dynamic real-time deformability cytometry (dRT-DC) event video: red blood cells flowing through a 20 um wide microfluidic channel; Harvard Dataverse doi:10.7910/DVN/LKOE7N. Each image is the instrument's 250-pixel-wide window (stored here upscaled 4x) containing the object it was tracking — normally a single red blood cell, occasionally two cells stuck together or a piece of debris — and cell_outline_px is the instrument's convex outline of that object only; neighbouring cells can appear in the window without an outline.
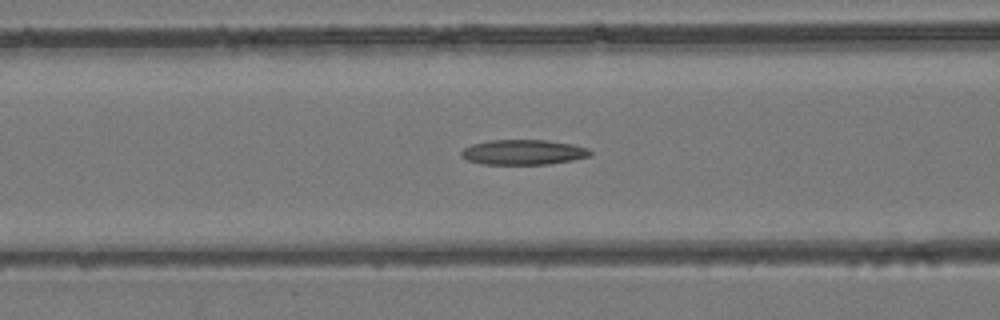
{"species": "common noctule bat (a hibernating species)", "species_latin": "Nyctalus noctula", "temperature_condition": "room temperature", "stored_images_in_passage": 46, "camera_frame_rate_fps": 3000, "um_per_image_px": 0.085, "animal": {"sex": "female", "body_mass_g": 24.6, "forearm_length_mm": 56.2}, "frame": {"image": 1, "passage_image": 18, "time_ms": 5.667, "image_size_px": [1000, 320], "cell_outline_px": [[592, 152], [588, 156], [572, 160], [548, 164], [484, 164], [468, 160], [460, 156], [460, 152], [464, 148], [472, 144], [488, 140], [548, 140], [572, 144], [588, 148]], "centroid_in_image_um": [44.46, 12.93], "position_along_channel_um": 122.1, "area_um2": 18.79}}
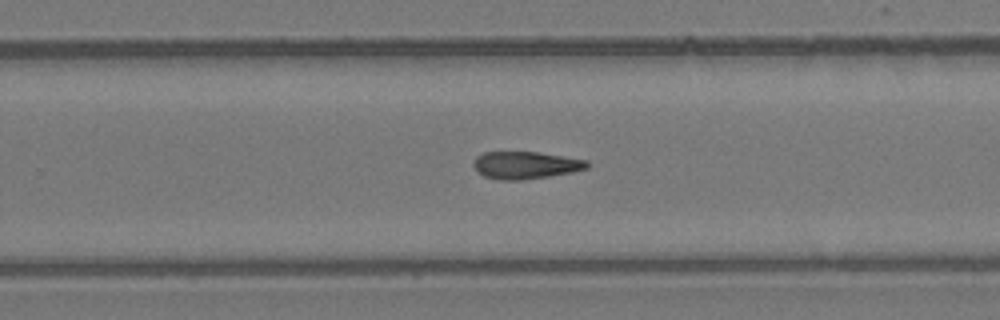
{"frame": {"image": 2, "passage_image": 29, "time_ms": 9.333, "image_size_px": [1000, 320], "cell_outline_px": [[588, 168], [572, 172], [548, 176], [520, 180], [500, 180], [484, 176], [472, 164], [476, 156], [484, 152], [536, 152], [588, 160]], "centroid_in_image_um": [44.67, 14.03], "position_along_channel_um": 285.1, "area_um2": 17.92}}
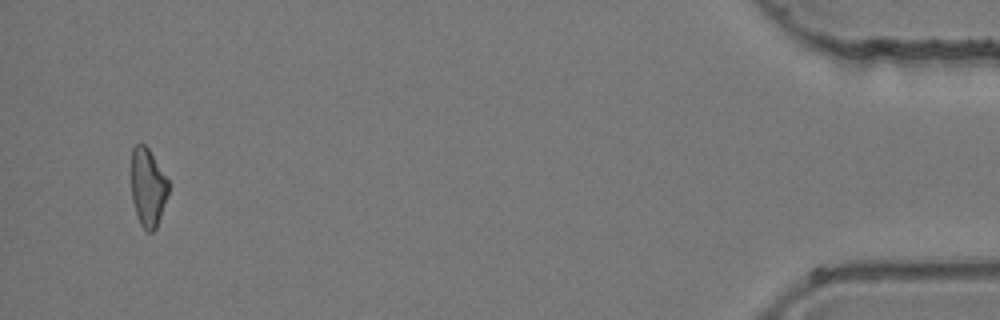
{"frame": {"image": 3, "passage_image": 44, "time_ms": 14.333, "image_size_px": [1000, 320], "cell_outline_px": [[168, 196], [156, 228], [152, 232], [148, 232], [140, 224], [132, 200], [132, 148], [136, 144], [144, 144], [148, 148], [168, 180]], "centroid_in_image_um": [12.57, 15.94], "position_along_channel_um": 422.6, "area_um2": 16.7}}